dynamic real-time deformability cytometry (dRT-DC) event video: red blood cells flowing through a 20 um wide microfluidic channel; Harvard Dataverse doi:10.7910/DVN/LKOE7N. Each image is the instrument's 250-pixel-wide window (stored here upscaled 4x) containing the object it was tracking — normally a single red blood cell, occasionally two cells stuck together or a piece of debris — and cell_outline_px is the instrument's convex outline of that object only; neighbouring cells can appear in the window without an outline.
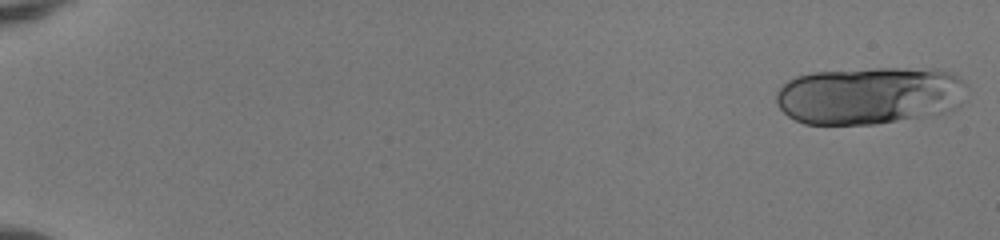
{"species": "human", "species_latin": "Homo sapiens", "temperature_condition": "room temperature", "stored_images_in_passage": 21, "camera_frame_rate_fps": 3000, "um_per_image_px": 0.085, "donor": {"sex": "female"}, "frame": {"image": 1, "passage_image": 1, "time_ms": 0.0, "image_size_px": [1000, 240], "cell_outline_px": [[968, 88], [960, 104], [956, 108], [944, 112], [876, 124], [804, 124], [788, 116], [780, 108], [776, 100], [776, 92], [788, 80], [796, 76], [812, 72], [872, 68], [936, 68], [952, 72], [960, 76], [968, 84]], "centroid_in_image_um": [73.96, 8.09], "position_along_channel_um": 11.0, "area_um2": 64.68}}
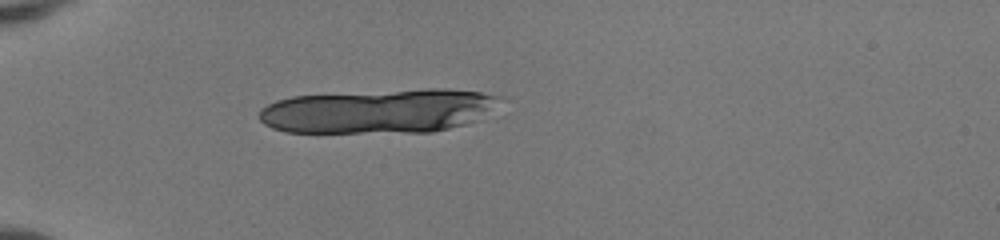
{"frame": {"image": 2, "passage_image": 16, "time_ms": 5.0, "image_size_px": [1000, 240], "cell_outline_px": [[508, 96], [480, 120], [432, 132], [284, 132], [272, 128], [264, 124], [260, 120], [260, 108], [276, 100], [292, 96], [424, 88], [448, 88], [480, 92]], "centroid_in_image_um": [32.26, 9.42], "position_along_channel_um": 52.7, "area_um2": 62.6}}